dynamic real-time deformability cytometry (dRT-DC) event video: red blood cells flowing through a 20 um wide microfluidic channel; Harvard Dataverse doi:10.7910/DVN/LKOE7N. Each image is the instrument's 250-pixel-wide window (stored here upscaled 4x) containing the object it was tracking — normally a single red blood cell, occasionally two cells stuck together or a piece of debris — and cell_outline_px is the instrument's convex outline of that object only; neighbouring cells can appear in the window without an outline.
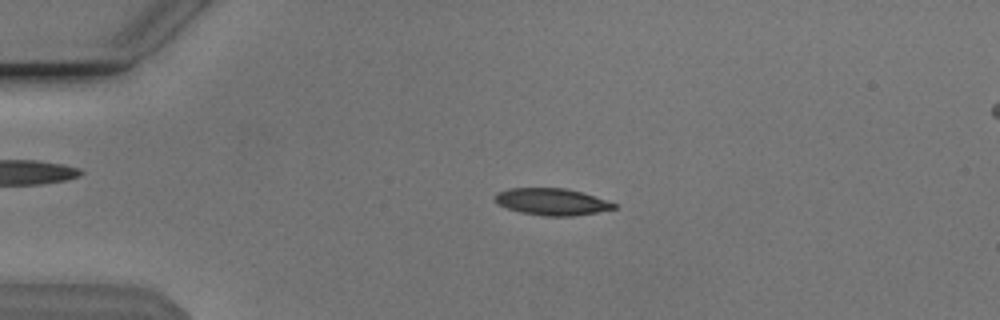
{"species": "Egyptian fruit bat (a non-hibernating species)", "species_latin": "Rousettus aegyptiacus", "temperature_condition": "cold", "stored_images_in_passage": 53, "camera_frame_rate_fps": 3000, "um_per_image_px": 0.085, "animal": {"sex": "male"}, "frame": {"image": 1, "passage_image": 12, "time_ms": 3.667, "image_size_px": [1000, 320], "cell_outline_px": [[616, 208], [596, 212], [572, 216], [544, 216], [520, 212], [508, 208], [492, 200], [492, 196], [496, 192], [512, 188], [564, 188], [580, 192], [616, 204]], "centroid_in_image_um": [46.82, 17.15], "position_along_channel_um": 38.2, "area_um2": 18.38}}
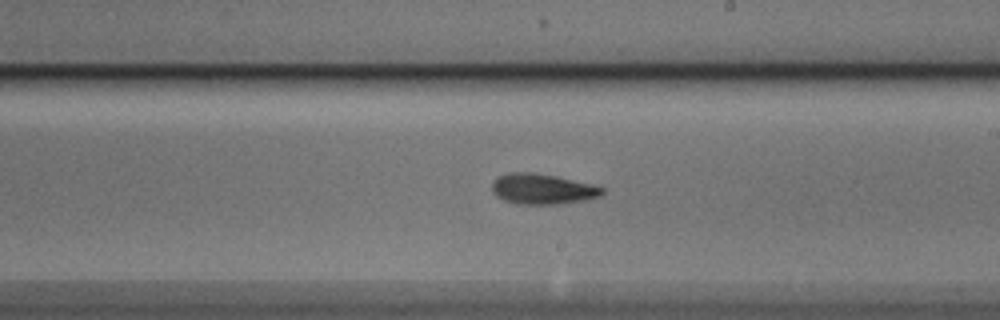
{"frame": {"image": 2, "passage_image": 31, "time_ms": 10.0, "image_size_px": [1000, 320], "cell_outline_px": [[604, 192], [600, 196], [584, 200], [560, 204], [516, 204], [504, 200], [496, 196], [492, 192], [492, 180], [496, 176], [508, 172], [532, 172], [556, 176], [604, 188]], "centroid_in_image_um": [46.03, 16.06], "position_along_channel_um": 243.0, "area_um2": 19.59}}
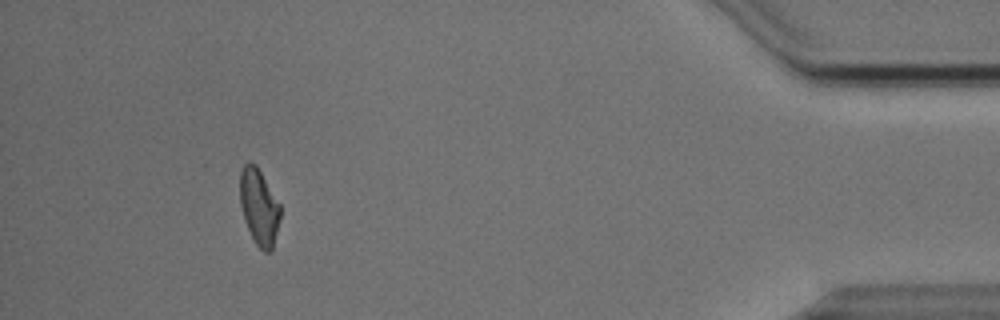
{"frame": {"image": 3, "passage_image": 49, "time_ms": 16.0, "image_size_px": [1000, 320], "cell_outline_px": [[280, 216], [272, 248], [268, 252], [264, 252], [256, 244], [244, 220], [240, 204], [240, 172], [244, 164], [248, 160], [256, 164], [280, 204]], "centroid_in_image_um": [22.0, 17.54], "position_along_channel_um": 413.2, "area_um2": 17.69}, "authors_computed_cell_mechanics": {"area_um2": 18.6694, "velocity_mm_per_s": 3.8314, "shape_relaxation_time_tau1_ms": 3.1343, "shape_relaxation_time_tau2_ms": 4.9645, "deformation_change_tau1": 0.138, "deformation_change_tau2": 0.1402}}